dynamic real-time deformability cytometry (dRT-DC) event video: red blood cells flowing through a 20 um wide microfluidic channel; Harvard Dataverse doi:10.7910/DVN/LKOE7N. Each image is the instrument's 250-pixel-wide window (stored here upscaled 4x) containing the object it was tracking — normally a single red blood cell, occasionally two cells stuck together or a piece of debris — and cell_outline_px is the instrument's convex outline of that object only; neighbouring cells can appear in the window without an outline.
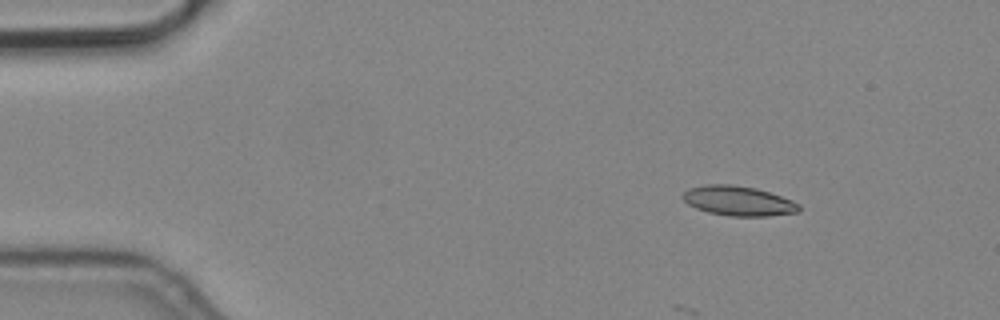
{"species": "common noctule bat (a hibernating species)", "species_latin": "Nyctalus noctula", "temperature_condition": "cold", "stored_images_in_passage": 5, "camera_frame_rate_fps": 3000, "um_per_image_px": 0.085, "animal": {"sex": "male", "body_mass_g": 19.2, "forearm_length_mm": 51.8}, "frame": {"image": 1, "passage_image": 3, "time_ms": 0.667, "image_size_px": [1000, 320], "cell_outline_px": [[800, 212], [768, 216], [728, 216], [708, 212], [696, 208], [688, 204], [680, 196], [688, 188], [704, 184], [732, 184], [756, 188], [792, 200], [800, 204]], "centroid_in_image_um": [62.74, 17.07], "position_along_channel_um": 22.3, "area_um2": 20.29}}